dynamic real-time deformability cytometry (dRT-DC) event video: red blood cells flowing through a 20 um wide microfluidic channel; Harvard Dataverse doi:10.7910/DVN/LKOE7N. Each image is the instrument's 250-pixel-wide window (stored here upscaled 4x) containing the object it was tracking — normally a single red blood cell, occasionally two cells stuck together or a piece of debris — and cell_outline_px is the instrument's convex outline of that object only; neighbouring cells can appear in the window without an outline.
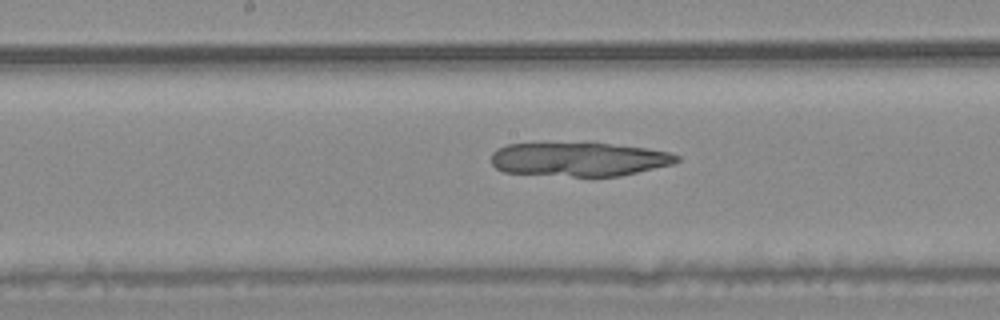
{"species": "common noctule bat (a hibernating species)", "species_latin": "Nyctalus noctula", "temperature_condition": "warm", "stored_images_in_passage": 54, "camera_frame_rate_fps": 3000, "um_per_image_px": 0.085, "animal": {"sex": "male", "body_mass_g": 20.4}, "frame": {"image": 1, "passage_image": 28, "time_ms": 9.0, "image_size_px": [1000, 320], "cell_outline_px": [[680, 160], [672, 164], [620, 176], [572, 176], [504, 172], [496, 168], [492, 164], [492, 152], [496, 148], [508, 144], [608, 144], [644, 148], [668, 152], [680, 156]], "centroid_in_image_um": [49.2, 13.55], "position_along_channel_um": 199.0, "area_um2": 36.01}}